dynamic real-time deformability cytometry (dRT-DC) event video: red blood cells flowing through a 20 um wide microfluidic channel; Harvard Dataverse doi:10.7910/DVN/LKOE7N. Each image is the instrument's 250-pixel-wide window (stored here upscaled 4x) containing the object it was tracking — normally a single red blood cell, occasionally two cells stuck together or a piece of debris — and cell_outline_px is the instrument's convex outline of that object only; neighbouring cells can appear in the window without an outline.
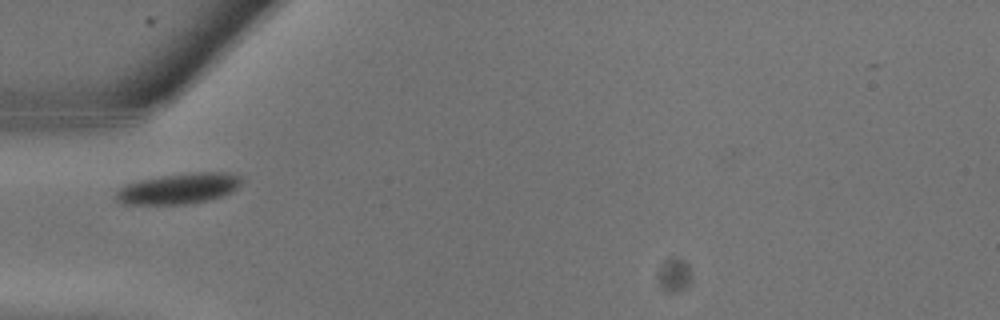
{"species": "common noctule bat (a hibernating species)", "species_latin": "Nyctalus noctula", "temperature_condition": "warm", "stored_images_in_passage": 3, "camera_frame_rate_fps": 3000, "um_per_image_px": 0.085, "animal": {"sex": "male", "body_mass_g": 13.3}, "frame": {"image": 1, "passage_image": 2, "time_ms": 0.333, "image_size_px": [1000, 320], "cell_outline_px": [[244, 180], [232, 192], [208, 200], [188, 204], [124, 204], [116, 200], [116, 192], [120, 188], [128, 184], [140, 180], [164, 176], [192, 172], [228, 172], [240, 176]], "centroid_in_image_um": [15.23, 16.03], "position_along_channel_um": 69.8, "area_um2": 22.25}}